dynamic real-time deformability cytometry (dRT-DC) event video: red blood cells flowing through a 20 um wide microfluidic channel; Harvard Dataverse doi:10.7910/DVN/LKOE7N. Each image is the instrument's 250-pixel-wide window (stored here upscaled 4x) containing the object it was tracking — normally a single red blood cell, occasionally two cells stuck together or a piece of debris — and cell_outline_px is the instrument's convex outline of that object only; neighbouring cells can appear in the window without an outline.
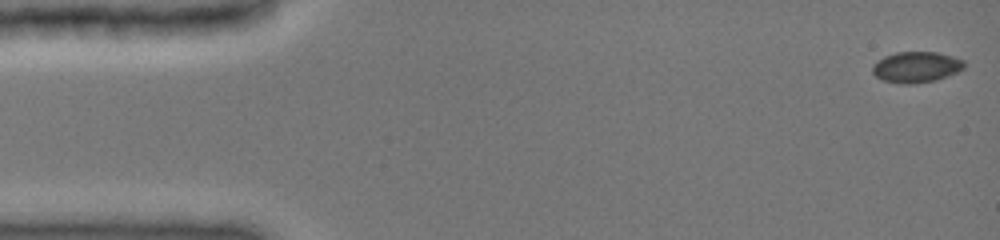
{"species": "common noctule bat (a hibernating species)", "species_latin": "Nyctalus noctula", "temperature_condition": "cold", "stored_images_in_passage": 47, "camera_frame_rate_fps": 3000, "um_per_image_px": 0.085, "animal": {"sex": "female", "body_mass_g": 19.0, "forearm_length_mm": 51.5}, "frame": {"image": 1, "passage_image": 1, "time_ms": 0.0, "image_size_px": [1000, 240], "cell_outline_px": [[964, 68], [948, 76], [932, 80], [912, 84], [900, 84], [880, 80], [872, 72], [872, 64], [884, 56], [896, 52], [936, 52], [952, 56], [964, 60]], "centroid_in_image_um": [77.84, 5.7], "position_along_channel_um": 7.2, "area_um2": 16.53}}
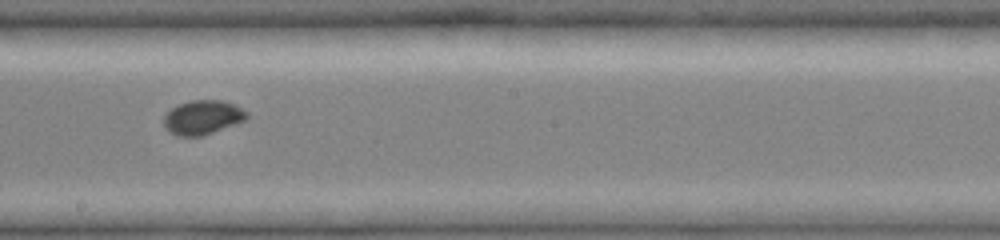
{"frame": {"image": 2, "passage_image": 27, "time_ms": 8.667, "image_size_px": [1000, 240], "cell_outline_px": [[248, 116], [244, 120], [236, 124], [204, 136], [176, 136], [168, 132], [164, 128], [164, 116], [172, 108], [180, 104], [192, 100], [220, 100], [236, 104], [248, 112]], "centroid_in_image_um": [17.23, 9.99], "position_along_channel_um": 231.0, "area_um2": 16.7}}
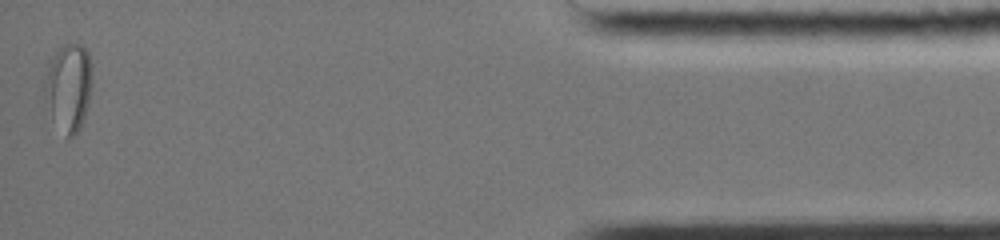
{"frame": {"image": 3, "passage_image": 47, "time_ms": 15.333, "image_size_px": [1000, 240], "cell_outline_px": [[92, 84], [88, 104], [84, 120], [76, 136], [68, 136], [52, 116], [44, 96], [44, 84], [48, 60], [56, 48], [68, 40], [80, 44], [88, 52], [92, 64]], "centroid_in_image_um": [5.84, 7.29], "position_along_channel_um": 429.4, "area_um2": 24.8}, "authors_computed_cell_mechanics": {"area_um2": 16.5886, "velocity_mm_per_s": 4.0, "shape_relaxation_time_tau1_ms": 11.3574, "shape_relaxation_time_tau2_ms": null, "deformation_change_tau1": 0.1769, "deformation_change_tau2": null}}